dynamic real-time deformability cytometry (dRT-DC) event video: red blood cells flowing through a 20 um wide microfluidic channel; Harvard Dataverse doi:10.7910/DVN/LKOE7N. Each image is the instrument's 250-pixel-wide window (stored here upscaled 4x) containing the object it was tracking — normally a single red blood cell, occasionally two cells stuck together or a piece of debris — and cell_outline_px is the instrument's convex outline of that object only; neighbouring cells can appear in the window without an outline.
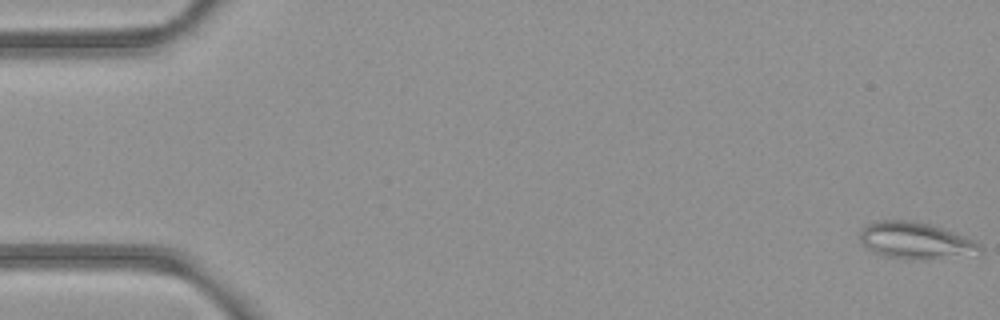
{"species": "common noctule bat (a hibernating species)", "species_latin": "Nyctalus noctula", "temperature_condition": "room temperature", "stored_images_in_passage": 53, "camera_frame_rate_fps": 3000, "um_per_image_px": 0.085, "animal": {"sex": "female", "body_mass_g": 21.9}, "frame": {"image": 1, "passage_image": 1, "time_ms": 0.0, "image_size_px": [1000, 320], "cell_outline_px": [[984, 252], [980, 256], [924, 260], [912, 260], [880, 256], [872, 252], [860, 244], [860, 228], [876, 220], [916, 220], [932, 224], [956, 232], [980, 244], [984, 248]], "centroid_in_image_um": [77.89, 20.48], "position_along_channel_um": 7.1, "area_um2": 27.05}}
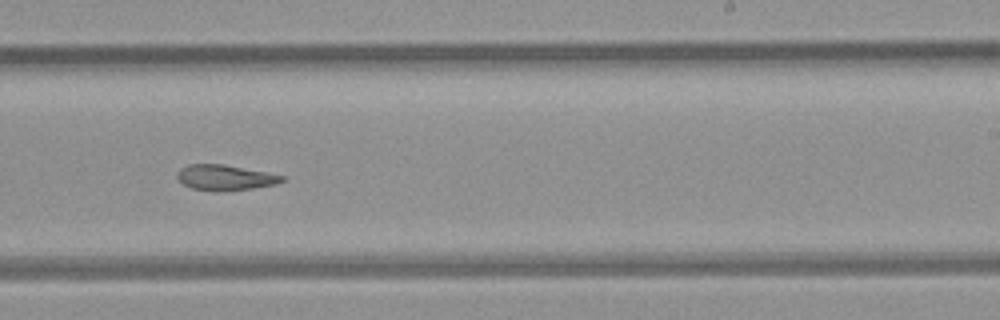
{"frame": {"image": 2, "passage_image": 33, "time_ms": 10.667, "image_size_px": [1000, 320], "cell_outline_px": [[288, 176], [284, 180], [276, 184], [252, 188], [216, 192], [212, 192], [192, 188], [184, 184], [176, 176], [176, 172], [180, 168], [188, 164], [224, 164]], "centroid_in_image_um": [19.13, 15.09], "position_along_channel_um": 269.9, "area_um2": 15.72}}
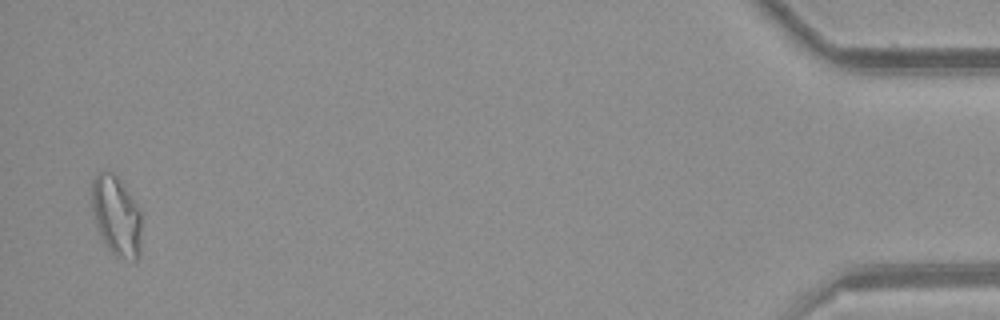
{"frame": {"image": 3, "passage_image": 52, "time_ms": 17.0, "image_size_px": [1000, 320], "cell_outline_px": [[140, 252], [136, 260], [132, 260], [116, 256], [108, 248], [96, 224], [92, 208], [92, 180], [96, 172], [112, 172], [120, 180], [140, 208]], "centroid_in_image_um": [9.89, 18.32], "position_along_channel_um": 425.3, "area_um2": 22.83}, "authors_computed_cell_mechanics": {"area_um2": 18.2648, "velocity_mm_per_s": 3.9436, "shape_relaxation_time_tau1_ms": null, "shape_relaxation_time_tau2_ms": 4.8034, "deformation_change_tau1": null, "deformation_change_tau2": 0.1262}}